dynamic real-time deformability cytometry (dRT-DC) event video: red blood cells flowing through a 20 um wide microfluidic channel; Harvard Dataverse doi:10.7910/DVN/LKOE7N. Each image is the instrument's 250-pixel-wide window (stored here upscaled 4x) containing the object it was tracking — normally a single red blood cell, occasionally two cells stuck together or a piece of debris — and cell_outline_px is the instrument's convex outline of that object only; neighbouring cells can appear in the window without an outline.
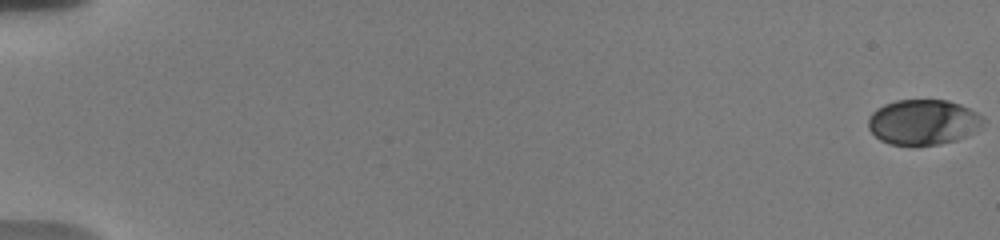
{"species": "human", "species_latin": "Homo sapiens", "temperature_condition": "warm", "stored_images_in_passage": 58, "camera_frame_rate_fps": 3000, "um_per_image_px": 0.085, "donor": {"sex": "male"}, "frame": {"image": 1, "passage_image": 1, "time_ms": 0.0, "image_size_px": [1000, 240], "cell_outline_px": [[984, 120], [968, 136], [956, 140], [940, 144], [888, 144], [880, 140], [868, 128], [868, 116], [872, 112], [884, 104], [896, 100], [948, 100], [960, 104], [984, 116]], "centroid_in_image_um": [78.44, 10.36], "position_along_channel_um": 6.6, "area_um2": 30.11}}
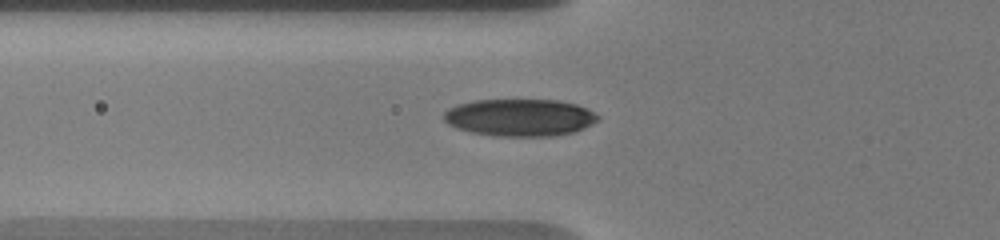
{"frame": {"image": 2, "passage_image": 23, "time_ms": 7.333, "image_size_px": [1000, 240], "cell_outline_px": [[600, 120], [584, 128], [572, 132], [552, 136], [496, 136], [472, 132], [456, 128], [448, 124], [444, 120], [444, 112], [448, 108], [456, 104], [476, 100], [556, 100], [576, 104], [600, 116]], "centroid_in_image_um": [44.16, 9.99], "position_along_channel_um": 81.6, "area_um2": 33.41}}
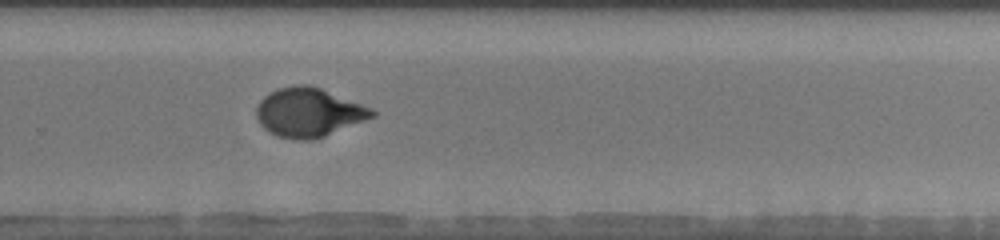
{"frame": {"image": 3, "passage_image": 41, "time_ms": 13.333, "image_size_px": [1000, 240], "cell_outline_px": [[376, 116], [324, 136], [308, 140], [296, 140], [276, 136], [268, 132], [260, 124], [256, 116], [256, 108], [260, 100], [268, 92], [276, 88], [296, 84], [308, 84], [320, 88], [372, 108], [376, 112]], "centroid_in_image_um": [26.2, 9.54], "position_along_channel_um": 303.6, "area_um2": 33.06}, "authors_computed_cell_mechanics": {"area_um2": 32.1946, "velocity_mm_per_s": 3.694, "shape_relaxation_time_tau1_ms": 3.6731, "shape_relaxation_time_tau2_ms": 0.9816, "deformation_change_tau1": 0.1786, "deformation_change_tau2": 0.0491}}